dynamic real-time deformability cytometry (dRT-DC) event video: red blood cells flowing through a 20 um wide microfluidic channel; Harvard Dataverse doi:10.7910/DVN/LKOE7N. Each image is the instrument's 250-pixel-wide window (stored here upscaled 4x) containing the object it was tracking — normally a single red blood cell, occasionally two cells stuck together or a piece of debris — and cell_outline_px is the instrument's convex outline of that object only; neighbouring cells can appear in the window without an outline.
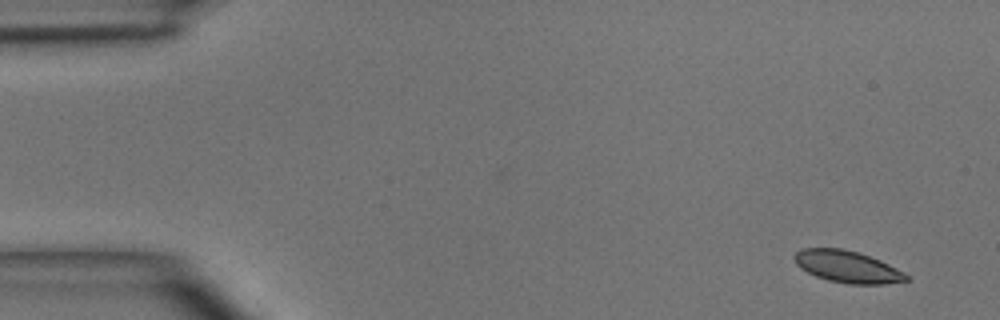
{"species": "common noctule bat (a hibernating species)", "species_latin": "Nyctalus noctula", "temperature_condition": "room temperature", "stored_images_in_passage": 4, "camera_frame_rate_fps": 3000, "um_per_image_px": 0.085, "animal": {"sex": "male", "body_mass_g": 15.6}, "frame": {"image": 1, "passage_image": 1, "time_ms": 0.0, "image_size_px": [1000, 320], "cell_outline_px": [[912, 280], [884, 284], [848, 284], [828, 280], [816, 276], [800, 268], [796, 264], [792, 256], [800, 248], [844, 248], [860, 252], [880, 260], [912, 276]], "centroid_in_image_um": [72.05, 22.66], "position_along_channel_um": 13.0, "area_um2": 21.15}}
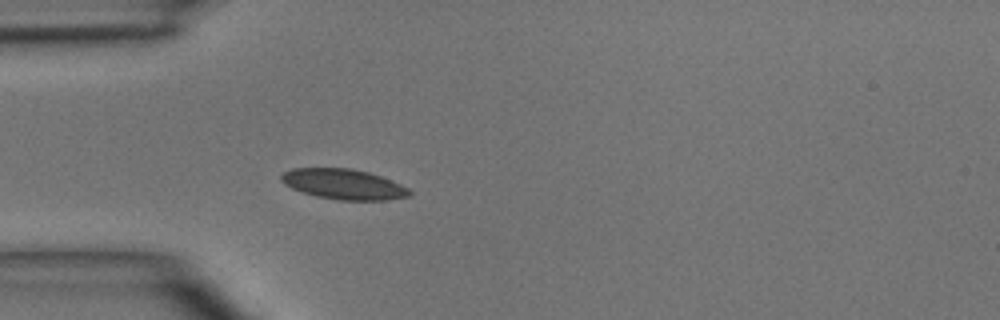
{"frame": {"image": 2, "passage_image": 4, "time_ms": 3.667, "image_size_px": [1000, 320], "cell_outline_px": [[412, 196], [388, 200], [340, 200], [316, 196], [292, 188], [284, 184], [280, 180], [280, 176], [284, 172], [292, 168], [352, 168], [368, 172], [380, 176], [400, 184], [408, 188], [412, 192]], "centroid_in_image_um": [29.22, 15.66], "position_along_channel_um": 55.8, "area_um2": 22.66}}